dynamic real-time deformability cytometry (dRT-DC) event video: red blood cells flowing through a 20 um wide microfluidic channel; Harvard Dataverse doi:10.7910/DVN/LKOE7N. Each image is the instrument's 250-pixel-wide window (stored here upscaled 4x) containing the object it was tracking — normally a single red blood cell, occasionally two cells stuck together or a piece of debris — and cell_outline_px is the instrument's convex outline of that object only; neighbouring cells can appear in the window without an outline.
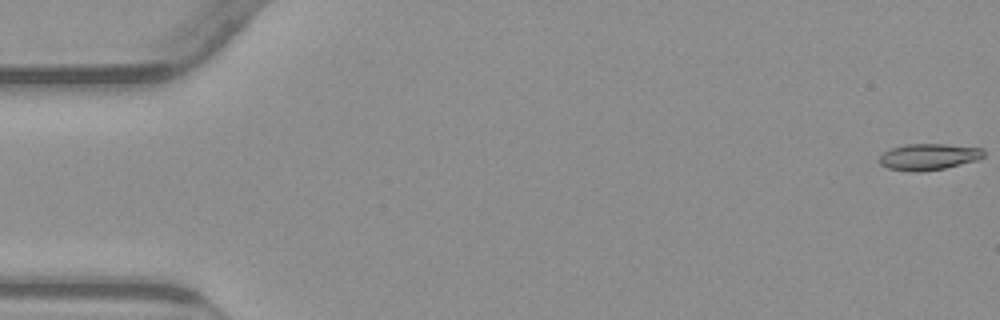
{"species": "common noctule bat (a hibernating species)", "species_latin": "Nyctalus noctula", "temperature_condition": "warm", "stored_images_in_passage": 13, "camera_frame_rate_fps": 3000, "um_per_image_px": 0.085, "animal": {"sex": "male", "body_mass_g": 23.1, "forearm_length_mm": 52.7}, "frame": {"image": 1, "passage_image": 1, "time_ms": 0.0, "image_size_px": [1000, 320], "cell_outline_px": [[984, 156], [980, 160], [944, 168], [920, 172], [912, 172], [888, 168], [880, 164], [880, 156], [884, 152], [892, 148], [904, 144], [944, 144], [980, 148], [984, 152]], "centroid_in_image_um": [78.94, 13.33], "position_along_channel_um": 6.1, "area_um2": 16.01}}